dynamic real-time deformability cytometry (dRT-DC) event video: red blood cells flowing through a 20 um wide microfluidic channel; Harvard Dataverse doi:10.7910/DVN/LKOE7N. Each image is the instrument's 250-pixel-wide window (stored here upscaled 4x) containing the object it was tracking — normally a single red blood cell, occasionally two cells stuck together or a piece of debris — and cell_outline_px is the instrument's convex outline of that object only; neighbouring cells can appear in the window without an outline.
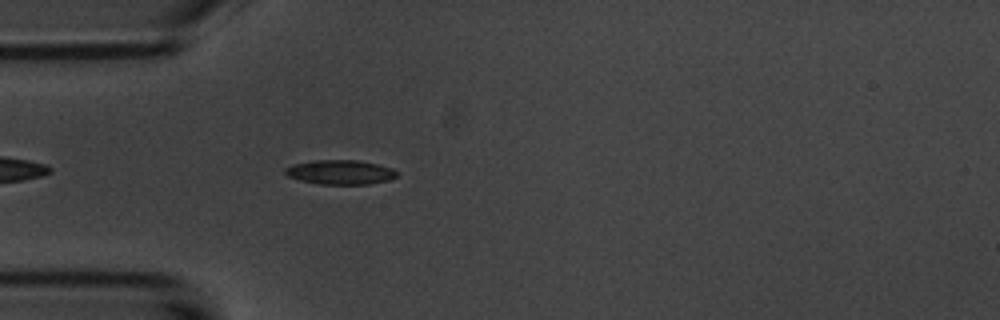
{"species": "common noctule bat (a hibernating species)", "species_latin": "Nyctalus noctula", "temperature_condition": "room temperature", "stored_images_in_passage": 44, "camera_frame_rate_fps": 3000, "um_per_image_px": 0.085, "animal": {"sex": "male", "body_mass_g": 20.1, "forearm_length_mm": 53.5}, "frame": {"image": 1, "passage_image": 5, "time_ms": 1.333, "image_size_px": [1000, 320], "cell_outline_px": [[396, 176], [388, 180], [368, 184], [320, 184], [300, 180], [288, 176], [284, 172], [284, 168], [292, 164], [312, 160], [360, 160], [392, 168], [396, 172]], "centroid_in_image_um": [28.88, 14.62], "position_along_channel_um": 56.1, "area_um2": 15.84}}
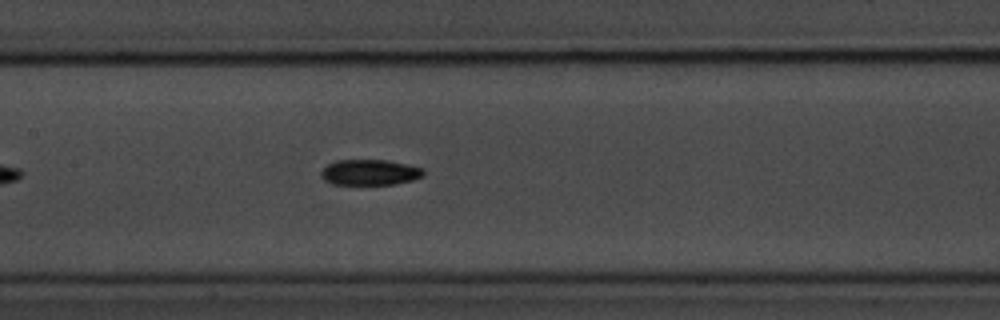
{"frame": {"image": 2, "passage_image": 15, "time_ms": 4.667, "image_size_px": [1000, 320], "cell_outline_px": [[424, 176], [412, 180], [396, 184], [332, 184], [324, 180], [320, 176], [320, 172], [328, 164], [336, 160], [388, 160], [408, 164], [424, 168]], "centroid_in_image_um": [31.45, 14.64], "position_along_channel_um": 175.9, "area_um2": 15.43}}
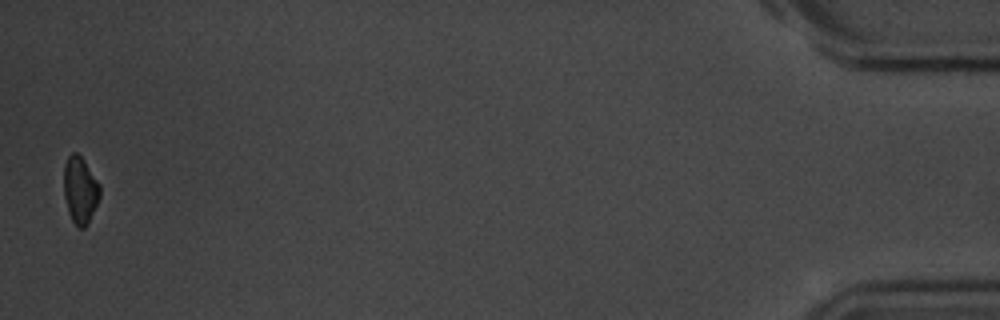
{"frame": {"image": 3, "passage_image": 43, "time_ms": 14.0, "image_size_px": [1000, 320], "cell_outline_px": [[100, 196], [88, 224], [84, 228], [80, 228], [72, 220], [68, 212], [64, 196], [64, 164], [68, 156], [72, 152], [76, 152], [84, 160], [100, 184]], "centroid_in_image_um": [6.81, 16.14], "position_along_channel_um": 428.4, "area_um2": 14.05}, "authors_computed_cell_mechanics": {"area_um2": 15.1147, "velocity_mm_per_s": 3.7125, "shape_relaxation_time_tau1_ms": 3.2962, "shape_relaxation_time_tau2_ms": null, "deformation_change_tau1": 0.1312, "deformation_change_tau2": null}}